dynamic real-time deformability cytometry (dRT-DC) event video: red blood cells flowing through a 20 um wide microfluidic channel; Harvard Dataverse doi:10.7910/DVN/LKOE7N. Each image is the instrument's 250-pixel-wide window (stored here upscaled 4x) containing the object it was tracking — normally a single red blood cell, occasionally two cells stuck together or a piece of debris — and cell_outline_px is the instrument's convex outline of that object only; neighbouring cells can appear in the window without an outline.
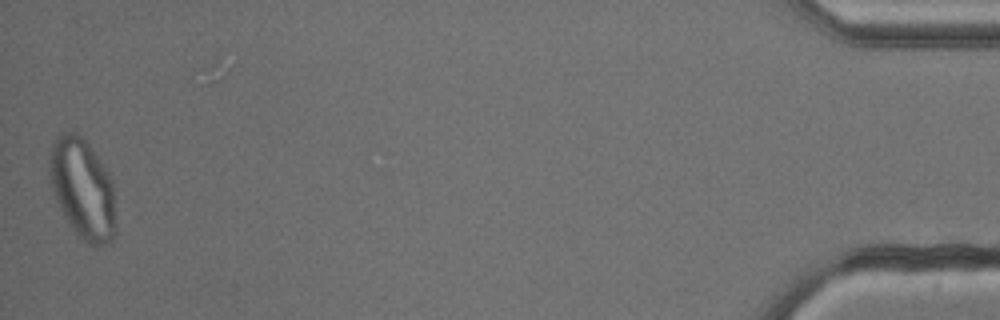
{"species": "common noctule bat (a hibernating species)", "species_latin": "Nyctalus noctula", "temperature_condition": "cold", "stored_images_in_passage": 53, "camera_frame_rate_fps": 3000, "um_per_image_px": 0.085, "animal": {"sex": "male", "body_mass_g": 13.3}, "frame": {"image": 1, "passage_image": 53, "time_ms": 17.333, "image_size_px": [1000, 320], "cell_outline_px": [[116, 232], [112, 240], [104, 244], [88, 244], [68, 224], [56, 200], [52, 188], [48, 172], [48, 164], [52, 144], [56, 136], [60, 132], [76, 132], [88, 144], [100, 160], [108, 172], [112, 180], [116, 228]], "centroid_in_image_um": [7.01, 16.02], "position_along_channel_um": 428.2, "area_um2": 38.67}}